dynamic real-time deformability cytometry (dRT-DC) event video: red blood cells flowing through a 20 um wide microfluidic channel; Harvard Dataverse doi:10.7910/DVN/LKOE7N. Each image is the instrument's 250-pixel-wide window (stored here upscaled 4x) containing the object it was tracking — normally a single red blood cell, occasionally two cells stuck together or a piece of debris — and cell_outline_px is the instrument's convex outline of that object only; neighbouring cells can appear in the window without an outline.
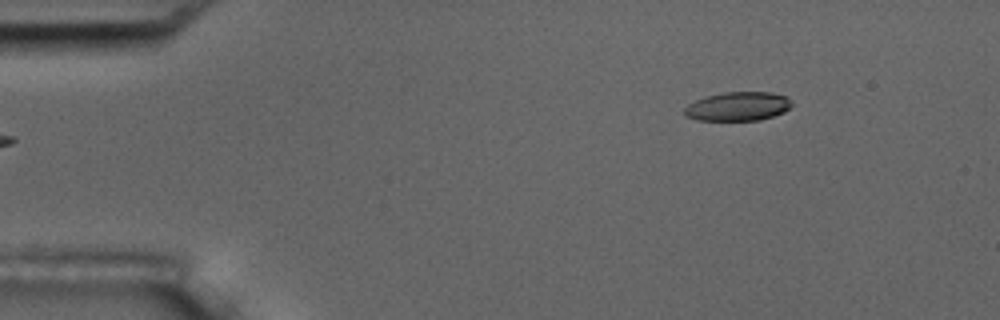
{"species": "common noctule bat (a hibernating species)", "species_latin": "Nyctalus noctula", "temperature_condition": "room temperature", "stored_images_in_passage": 4, "segment_of_instrument_passage": [2, 2], "camera_frame_rate_fps": 3000, "um_per_image_px": 0.085, "animal": {"sex": "male", "body_mass_g": 17.5, "forearm_length_mm": 52.3}, "frame": {"image": 1, "passage_image": 4, "time_ms": 4.333, "image_size_px": [1000, 320], "cell_outline_px": [[792, 104], [784, 112], [760, 120], [696, 120], [684, 116], [684, 108], [688, 104], [696, 100], [708, 96], [724, 92], [772, 92], [788, 96]], "centroid_in_image_um": [62.72, 9.04], "position_along_channel_um": 22.3, "area_um2": 18.09}}